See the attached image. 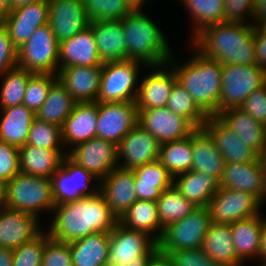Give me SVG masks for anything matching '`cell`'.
Segmentation results:
<instances>
[{
  "instance_id": "cell-28",
  "label": "cell",
  "mask_w": 266,
  "mask_h": 266,
  "mask_svg": "<svg viewBox=\"0 0 266 266\" xmlns=\"http://www.w3.org/2000/svg\"><path fill=\"white\" fill-rule=\"evenodd\" d=\"M218 117L261 157L266 156V125L241 108H231Z\"/></svg>"
},
{
  "instance_id": "cell-56",
  "label": "cell",
  "mask_w": 266,
  "mask_h": 266,
  "mask_svg": "<svg viewBox=\"0 0 266 266\" xmlns=\"http://www.w3.org/2000/svg\"><path fill=\"white\" fill-rule=\"evenodd\" d=\"M147 266H174V263L169 254L158 249L149 259Z\"/></svg>"
},
{
  "instance_id": "cell-44",
  "label": "cell",
  "mask_w": 266,
  "mask_h": 266,
  "mask_svg": "<svg viewBox=\"0 0 266 266\" xmlns=\"http://www.w3.org/2000/svg\"><path fill=\"white\" fill-rule=\"evenodd\" d=\"M84 3L90 22L121 20L134 10L127 0H85Z\"/></svg>"
},
{
  "instance_id": "cell-8",
  "label": "cell",
  "mask_w": 266,
  "mask_h": 266,
  "mask_svg": "<svg viewBox=\"0 0 266 266\" xmlns=\"http://www.w3.org/2000/svg\"><path fill=\"white\" fill-rule=\"evenodd\" d=\"M264 84L266 71L257 64H223L218 115L231 108H240L246 98Z\"/></svg>"
},
{
  "instance_id": "cell-47",
  "label": "cell",
  "mask_w": 266,
  "mask_h": 266,
  "mask_svg": "<svg viewBox=\"0 0 266 266\" xmlns=\"http://www.w3.org/2000/svg\"><path fill=\"white\" fill-rule=\"evenodd\" d=\"M49 238L48 233L43 230L32 241L13 249L12 266H41L45 242Z\"/></svg>"
},
{
  "instance_id": "cell-43",
  "label": "cell",
  "mask_w": 266,
  "mask_h": 266,
  "mask_svg": "<svg viewBox=\"0 0 266 266\" xmlns=\"http://www.w3.org/2000/svg\"><path fill=\"white\" fill-rule=\"evenodd\" d=\"M166 108L186 118L196 129L203 128L208 118L179 82L174 84Z\"/></svg>"
},
{
  "instance_id": "cell-22",
  "label": "cell",
  "mask_w": 266,
  "mask_h": 266,
  "mask_svg": "<svg viewBox=\"0 0 266 266\" xmlns=\"http://www.w3.org/2000/svg\"><path fill=\"white\" fill-rule=\"evenodd\" d=\"M220 186L244 191L265 201V168L263 157L252 163L225 162Z\"/></svg>"
},
{
  "instance_id": "cell-37",
  "label": "cell",
  "mask_w": 266,
  "mask_h": 266,
  "mask_svg": "<svg viewBox=\"0 0 266 266\" xmlns=\"http://www.w3.org/2000/svg\"><path fill=\"white\" fill-rule=\"evenodd\" d=\"M118 222L128 229L147 233L157 242L164 232L155 201L137 199Z\"/></svg>"
},
{
  "instance_id": "cell-42",
  "label": "cell",
  "mask_w": 266,
  "mask_h": 266,
  "mask_svg": "<svg viewBox=\"0 0 266 266\" xmlns=\"http://www.w3.org/2000/svg\"><path fill=\"white\" fill-rule=\"evenodd\" d=\"M32 74L16 66L0 77V109L23 104L27 81Z\"/></svg>"
},
{
  "instance_id": "cell-46",
  "label": "cell",
  "mask_w": 266,
  "mask_h": 266,
  "mask_svg": "<svg viewBox=\"0 0 266 266\" xmlns=\"http://www.w3.org/2000/svg\"><path fill=\"white\" fill-rule=\"evenodd\" d=\"M57 79V75L33 73L27 81L23 105L36 114L46 100L49 89Z\"/></svg>"
},
{
  "instance_id": "cell-60",
  "label": "cell",
  "mask_w": 266,
  "mask_h": 266,
  "mask_svg": "<svg viewBox=\"0 0 266 266\" xmlns=\"http://www.w3.org/2000/svg\"><path fill=\"white\" fill-rule=\"evenodd\" d=\"M127 1L134 9H136V8H145L146 9V4L151 5V4H154L157 2L155 0H127ZM152 2H154V3H152Z\"/></svg>"
},
{
  "instance_id": "cell-50",
  "label": "cell",
  "mask_w": 266,
  "mask_h": 266,
  "mask_svg": "<svg viewBox=\"0 0 266 266\" xmlns=\"http://www.w3.org/2000/svg\"><path fill=\"white\" fill-rule=\"evenodd\" d=\"M17 51L8 30L0 22V77L17 66Z\"/></svg>"
},
{
  "instance_id": "cell-14",
  "label": "cell",
  "mask_w": 266,
  "mask_h": 266,
  "mask_svg": "<svg viewBox=\"0 0 266 266\" xmlns=\"http://www.w3.org/2000/svg\"><path fill=\"white\" fill-rule=\"evenodd\" d=\"M97 124L96 137L118 145L138 124L136 102L98 103Z\"/></svg>"
},
{
  "instance_id": "cell-2",
  "label": "cell",
  "mask_w": 266,
  "mask_h": 266,
  "mask_svg": "<svg viewBox=\"0 0 266 266\" xmlns=\"http://www.w3.org/2000/svg\"><path fill=\"white\" fill-rule=\"evenodd\" d=\"M252 24L221 22L205 27L187 42L203 57L223 64H257Z\"/></svg>"
},
{
  "instance_id": "cell-61",
  "label": "cell",
  "mask_w": 266,
  "mask_h": 266,
  "mask_svg": "<svg viewBox=\"0 0 266 266\" xmlns=\"http://www.w3.org/2000/svg\"><path fill=\"white\" fill-rule=\"evenodd\" d=\"M12 10V0H0V16Z\"/></svg>"
},
{
  "instance_id": "cell-39",
  "label": "cell",
  "mask_w": 266,
  "mask_h": 266,
  "mask_svg": "<svg viewBox=\"0 0 266 266\" xmlns=\"http://www.w3.org/2000/svg\"><path fill=\"white\" fill-rule=\"evenodd\" d=\"M76 104V100L57 79L49 89L46 100L36 112V118L62 128Z\"/></svg>"
},
{
  "instance_id": "cell-62",
  "label": "cell",
  "mask_w": 266,
  "mask_h": 266,
  "mask_svg": "<svg viewBox=\"0 0 266 266\" xmlns=\"http://www.w3.org/2000/svg\"><path fill=\"white\" fill-rule=\"evenodd\" d=\"M41 0H12V9L16 7H20L23 5H28L31 3H35Z\"/></svg>"
},
{
  "instance_id": "cell-54",
  "label": "cell",
  "mask_w": 266,
  "mask_h": 266,
  "mask_svg": "<svg viewBox=\"0 0 266 266\" xmlns=\"http://www.w3.org/2000/svg\"><path fill=\"white\" fill-rule=\"evenodd\" d=\"M254 43L257 65L266 71V35L256 27L254 31Z\"/></svg>"
},
{
  "instance_id": "cell-20",
  "label": "cell",
  "mask_w": 266,
  "mask_h": 266,
  "mask_svg": "<svg viewBox=\"0 0 266 266\" xmlns=\"http://www.w3.org/2000/svg\"><path fill=\"white\" fill-rule=\"evenodd\" d=\"M42 221L25 212L0 210V246L13 250L32 241L44 230Z\"/></svg>"
},
{
  "instance_id": "cell-4",
  "label": "cell",
  "mask_w": 266,
  "mask_h": 266,
  "mask_svg": "<svg viewBox=\"0 0 266 266\" xmlns=\"http://www.w3.org/2000/svg\"><path fill=\"white\" fill-rule=\"evenodd\" d=\"M144 10L136 8L121 19L126 39V57L146 66H159L168 62L174 50L167 32Z\"/></svg>"
},
{
  "instance_id": "cell-33",
  "label": "cell",
  "mask_w": 266,
  "mask_h": 266,
  "mask_svg": "<svg viewBox=\"0 0 266 266\" xmlns=\"http://www.w3.org/2000/svg\"><path fill=\"white\" fill-rule=\"evenodd\" d=\"M262 226L263 213L230 224L236 254L246 265L250 260L259 262Z\"/></svg>"
},
{
  "instance_id": "cell-21",
  "label": "cell",
  "mask_w": 266,
  "mask_h": 266,
  "mask_svg": "<svg viewBox=\"0 0 266 266\" xmlns=\"http://www.w3.org/2000/svg\"><path fill=\"white\" fill-rule=\"evenodd\" d=\"M134 178L133 170L118 166L100 181L99 192L118 220L137 200Z\"/></svg>"
},
{
  "instance_id": "cell-63",
  "label": "cell",
  "mask_w": 266,
  "mask_h": 266,
  "mask_svg": "<svg viewBox=\"0 0 266 266\" xmlns=\"http://www.w3.org/2000/svg\"><path fill=\"white\" fill-rule=\"evenodd\" d=\"M263 162H264V168H265V201L264 205L266 204V156L263 157Z\"/></svg>"
},
{
  "instance_id": "cell-59",
  "label": "cell",
  "mask_w": 266,
  "mask_h": 266,
  "mask_svg": "<svg viewBox=\"0 0 266 266\" xmlns=\"http://www.w3.org/2000/svg\"><path fill=\"white\" fill-rule=\"evenodd\" d=\"M7 182L0 179V210L6 208Z\"/></svg>"
},
{
  "instance_id": "cell-51",
  "label": "cell",
  "mask_w": 266,
  "mask_h": 266,
  "mask_svg": "<svg viewBox=\"0 0 266 266\" xmlns=\"http://www.w3.org/2000/svg\"><path fill=\"white\" fill-rule=\"evenodd\" d=\"M253 0H224L225 22L251 24Z\"/></svg>"
},
{
  "instance_id": "cell-25",
  "label": "cell",
  "mask_w": 266,
  "mask_h": 266,
  "mask_svg": "<svg viewBox=\"0 0 266 266\" xmlns=\"http://www.w3.org/2000/svg\"><path fill=\"white\" fill-rule=\"evenodd\" d=\"M102 75L101 66H68L58 71V80L77 103L96 102Z\"/></svg>"
},
{
  "instance_id": "cell-3",
  "label": "cell",
  "mask_w": 266,
  "mask_h": 266,
  "mask_svg": "<svg viewBox=\"0 0 266 266\" xmlns=\"http://www.w3.org/2000/svg\"><path fill=\"white\" fill-rule=\"evenodd\" d=\"M186 45L191 51L187 59L180 61L173 53L167 63L173 68L177 82L192 96L197 106L208 117L218 116L223 63L203 57L188 42Z\"/></svg>"
},
{
  "instance_id": "cell-13",
  "label": "cell",
  "mask_w": 266,
  "mask_h": 266,
  "mask_svg": "<svg viewBox=\"0 0 266 266\" xmlns=\"http://www.w3.org/2000/svg\"><path fill=\"white\" fill-rule=\"evenodd\" d=\"M67 156L99 181L118 167L117 145L97 137L74 146Z\"/></svg>"
},
{
  "instance_id": "cell-57",
  "label": "cell",
  "mask_w": 266,
  "mask_h": 266,
  "mask_svg": "<svg viewBox=\"0 0 266 266\" xmlns=\"http://www.w3.org/2000/svg\"><path fill=\"white\" fill-rule=\"evenodd\" d=\"M260 263V264H259ZM258 266L266 265V216L263 215Z\"/></svg>"
},
{
  "instance_id": "cell-55",
  "label": "cell",
  "mask_w": 266,
  "mask_h": 266,
  "mask_svg": "<svg viewBox=\"0 0 266 266\" xmlns=\"http://www.w3.org/2000/svg\"><path fill=\"white\" fill-rule=\"evenodd\" d=\"M264 23H266V0H253L251 24L258 28Z\"/></svg>"
},
{
  "instance_id": "cell-36",
  "label": "cell",
  "mask_w": 266,
  "mask_h": 266,
  "mask_svg": "<svg viewBox=\"0 0 266 266\" xmlns=\"http://www.w3.org/2000/svg\"><path fill=\"white\" fill-rule=\"evenodd\" d=\"M110 232H97L69 243L73 266H107Z\"/></svg>"
},
{
  "instance_id": "cell-32",
  "label": "cell",
  "mask_w": 266,
  "mask_h": 266,
  "mask_svg": "<svg viewBox=\"0 0 266 266\" xmlns=\"http://www.w3.org/2000/svg\"><path fill=\"white\" fill-rule=\"evenodd\" d=\"M202 250L217 266H246L236 254L230 224L211 223Z\"/></svg>"
},
{
  "instance_id": "cell-1",
  "label": "cell",
  "mask_w": 266,
  "mask_h": 266,
  "mask_svg": "<svg viewBox=\"0 0 266 266\" xmlns=\"http://www.w3.org/2000/svg\"><path fill=\"white\" fill-rule=\"evenodd\" d=\"M50 217L44 230L50 238L66 243L97 232H110L118 223L99 191L74 202L55 205Z\"/></svg>"
},
{
  "instance_id": "cell-49",
  "label": "cell",
  "mask_w": 266,
  "mask_h": 266,
  "mask_svg": "<svg viewBox=\"0 0 266 266\" xmlns=\"http://www.w3.org/2000/svg\"><path fill=\"white\" fill-rule=\"evenodd\" d=\"M20 173L19 148L0 141V179L8 182Z\"/></svg>"
},
{
  "instance_id": "cell-58",
  "label": "cell",
  "mask_w": 266,
  "mask_h": 266,
  "mask_svg": "<svg viewBox=\"0 0 266 266\" xmlns=\"http://www.w3.org/2000/svg\"><path fill=\"white\" fill-rule=\"evenodd\" d=\"M13 251L0 246V266H12Z\"/></svg>"
},
{
  "instance_id": "cell-52",
  "label": "cell",
  "mask_w": 266,
  "mask_h": 266,
  "mask_svg": "<svg viewBox=\"0 0 266 266\" xmlns=\"http://www.w3.org/2000/svg\"><path fill=\"white\" fill-rule=\"evenodd\" d=\"M174 266H217L206 253L199 249H184L169 253Z\"/></svg>"
},
{
  "instance_id": "cell-17",
  "label": "cell",
  "mask_w": 266,
  "mask_h": 266,
  "mask_svg": "<svg viewBox=\"0 0 266 266\" xmlns=\"http://www.w3.org/2000/svg\"><path fill=\"white\" fill-rule=\"evenodd\" d=\"M138 124L154 136L159 144L188 137L196 130L186 118L166 107L139 110Z\"/></svg>"
},
{
  "instance_id": "cell-31",
  "label": "cell",
  "mask_w": 266,
  "mask_h": 266,
  "mask_svg": "<svg viewBox=\"0 0 266 266\" xmlns=\"http://www.w3.org/2000/svg\"><path fill=\"white\" fill-rule=\"evenodd\" d=\"M66 155V150L42 149L25 144L19 148L20 173L51 178Z\"/></svg>"
},
{
  "instance_id": "cell-38",
  "label": "cell",
  "mask_w": 266,
  "mask_h": 266,
  "mask_svg": "<svg viewBox=\"0 0 266 266\" xmlns=\"http://www.w3.org/2000/svg\"><path fill=\"white\" fill-rule=\"evenodd\" d=\"M180 5L187 12L191 27L187 39L189 41L202 29L210 25L225 22L224 19V0H178ZM192 21V22H191ZM191 33V34H190Z\"/></svg>"
},
{
  "instance_id": "cell-53",
  "label": "cell",
  "mask_w": 266,
  "mask_h": 266,
  "mask_svg": "<svg viewBox=\"0 0 266 266\" xmlns=\"http://www.w3.org/2000/svg\"><path fill=\"white\" fill-rule=\"evenodd\" d=\"M240 108L266 125V84L253 91Z\"/></svg>"
},
{
  "instance_id": "cell-34",
  "label": "cell",
  "mask_w": 266,
  "mask_h": 266,
  "mask_svg": "<svg viewBox=\"0 0 266 266\" xmlns=\"http://www.w3.org/2000/svg\"><path fill=\"white\" fill-rule=\"evenodd\" d=\"M174 187L197 207H207L220 182L206 173L190 170L174 176Z\"/></svg>"
},
{
  "instance_id": "cell-41",
  "label": "cell",
  "mask_w": 266,
  "mask_h": 266,
  "mask_svg": "<svg viewBox=\"0 0 266 266\" xmlns=\"http://www.w3.org/2000/svg\"><path fill=\"white\" fill-rule=\"evenodd\" d=\"M156 204L160 223L164 229L171 223L182 220L197 208L181 195L174 185L162 192Z\"/></svg>"
},
{
  "instance_id": "cell-6",
  "label": "cell",
  "mask_w": 266,
  "mask_h": 266,
  "mask_svg": "<svg viewBox=\"0 0 266 266\" xmlns=\"http://www.w3.org/2000/svg\"><path fill=\"white\" fill-rule=\"evenodd\" d=\"M146 67L130 59L104 62L96 103L136 102L140 73Z\"/></svg>"
},
{
  "instance_id": "cell-19",
  "label": "cell",
  "mask_w": 266,
  "mask_h": 266,
  "mask_svg": "<svg viewBox=\"0 0 266 266\" xmlns=\"http://www.w3.org/2000/svg\"><path fill=\"white\" fill-rule=\"evenodd\" d=\"M48 24L60 43L90 25L85 3L80 0H49Z\"/></svg>"
},
{
  "instance_id": "cell-5",
  "label": "cell",
  "mask_w": 266,
  "mask_h": 266,
  "mask_svg": "<svg viewBox=\"0 0 266 266\" xmlns=\"http://www.w3.org/2000/svg\"><path fill=\"white\" fill-rule=\"evenodd\" d=\"M51 179L18 173L7 182L6 208L34 215L50 216L55 206ZM48 212V213H47Z\"/></svg>"
},
{
  "instance_id": "cell-48",
  "label": "cell",
  "mask_w": 266,
  "mask_h": 266,
  "mask_svg": "<svg viewBox=\"0 0 266 266\" xmlns=\"http://www.w3.org/2000/svg\"><path fill=\"white\" fill-rule=\"evenodd\" d=\"M41 266H73L69 243L49 238L45 242Z\"/></svg>"
},
{
  "instance_id": "cell-9",
  "label": "cell",
  "mask_w": 266,
  "mask_h": 266,
  "mask_svg": "<svg viewBox=\"0 0 266 266\" xmlns=\"http://www.w3.org/2000/svg\"><path fill=\"white\" fill-rule=\"evenodd\" d=\"M17 66L31 73L57 75L59 71V42L48 23L40 26L17 49Z\"/></svg>"
},
{
  "instance_id": "cell-16",
  "label": "cell",
  "mask_w": 266,
  "mask_h": 266,
  "mask_svg": "<svg viewBox=\"0 0 266 266\" xmlns=\"http://www.w3.org/2000/svg\"><path fill=\"white\" fill-rule=\"evenodd\" d=\"M49 0H41L13 8L0 16L13 45L18 49L42 25L48 23Z\"/></svg>"
},
{
  "instance_id": "cell-40",
  "label": "cell",
  "mask_w": 266,
  "mask_h": 266,
  "mask_svg": "<svg viewBox=\"0 0 266 266\" xmlns=\"http://www.w3.org/2000/svg\"><path fill=\"white\" fill-rule=\"evenodd\" d=\"M158 160L173 177L190 171L193 161L191 135L160 144Z\"/></svg>"
},
{
  "instance_id": "cell-23",
  "label": "cell",
  "mask_w": 266,
  "mask_h": 266,
  "mask_svg": "<svg viewBox=\"0 0 266 266\" xmlns=\"http://www.w3.org/2000/svg\"><path fill=\"white\" fill-rule=\"evenodd\" d=\"M203 128L214 139L225 162L252 163L260 155L229 128L218 116H209Z\"/></svg>"
},
{
  "instance_id": "cell-10",
  "label": "cell",
  "mask_w": 266,
  "mask_h": 266,
  "mask_svg": "<svg viewBox=\"0 0 266 266\" xmlns=\"http://www.w3.org/2000/svg\"><path fill=\"white\" fill-rule=\"evenodd\" d=\"M207 207H197L182 220L168 225L158 241V249L169 254L184 249H199L211 225Z\"/></svg>"
},
{
  "instance_id": "cell-24",
  "label": "cell",
  "mask_w": 266,
  "mask_h": 266,
  "mask_svg": "<svg viewBox=\"0 0 266 266\" xmlns=\"http://www.w3.org/2000/svg\"><path fill=\"white\" fill-rule=\"evenodd\" d=\"M98 103H77L61 128L66 152L74 146L96 137Z\"/></svg>"
},
{
  "instance_id": "cell-45",
  "label": "cell",
  "mask_w": 266,
  "mask_h": 266,
  "mask_svg": "<svg viewBox=\"0 0 266 266\" xmlns=\"http://www.w3.org/2000/svg\"><path fill=\"white\" fill-rule=\"evenodd\" d=\"M26 144L49 150H65L61 128L34 118Z\"/></svg>"
},
{
  "instance_id": "cell-12",
  "label": "cell",
  "mask_w": 266,
  "mask_h": 266,
  "mask_svg": "<svg viewBox=\"0 0 266 266\" xmlns=\"http://www.w3.org/2000/svg\"><path fill=\"white\" fill-rule=\"evenodd\" d=\"M263 202L254 194L221 187L207 206L212 223L232 224L262 214Z\"/></svg>"
},
{
  "instance_id": "cell-11",
  "label": "cell",
  "mask_w": 266,
  "mask_h": 266,
  "mask_svg": "<svg viewBox=\"0 0 266 266\" xmlns=\"http://www.w3.org/2000/svg\"><path fill=\"white\" fill-rule=\"evenodd\" d=\"M50 179L56 205L74 202L99 191L100 181L67 155L63 158L61 167Z\"/></svg>"
},
{
  "instance_id": "cell-29",
  "label": "cell",
  "mask_w": 266,
  "mask_h": 266,
  "mask_svg": "<svg viewBox=\"0 0 266 266\" xmlns=\"http://www.w3.org/2000/svg\"><path fill=\"white\" fill-rule=\"evenodd\" d=\"M92 32L102 62L127 60L121 20L92 21Z\"/></svg>"
},
{
  "instance_id": "cell-15",
  "label": "cell",
  "mask_w": 266,
  "mask_h": 266,
  "mask_svg": "<svg viewBox=\"0 0 266 266\" xmlns=\"http://www.w3.org/2000/svg\"><path fill=\"white\" fill-rule=\"evenodd\" d=\"M144 70L145 74L141 73L139 81L137 110L166 107L172 88L177 82L173 68L165 63L159 66H147Z\"/></svg>"
},
{
  "instance_id": "cell-27",
  "label": "cell",
  "mask_w": 266,
  "mask_h": 266,
  "mask_svg": "<svg viewBox=\"0 0 266 266\" xmlns=\"http://www.w3.org/2000/svg\"><path fill=\"white\" fill-rule=\"evenodd\" d=\"M193 161L191 170L206 173L219 182L223 176L225 160L216 147L214 139L204 128L191 134Z\"/></svg>"
},
{
  "instance_id": "cell-7",
  "label": "cell",
  "mask_w": 266,
  "mask_h": 266,
  "mask_svg": "<svg viewBox=\"0 0 266 266\" xmlns=\"http://www.w3.org/2000/svg\"><path fill=\"white\" fill-rule=\"evenodd\" d=\"M157 250L158 242L153 237L118 222L109 234L107 266H147Z\"/></svg>"
},
{
  "instance_id": "cell-26",
  "label": "cell",
  "mask_w": 266,
  "mask_h": 266,
  "mask_svg": "<svg viewBox=\"0 0 266 266\" xmlns=\"http://www.w3.org/2000/svg\"><path fill=\"white\" fill-rule=\"evenodd\" d=\"M92 26L59 43V70L68 66H101Z\"/></svg>"
},
{
  "instance_id": "cell-18",
  "label": "cell",
  "mask_w": 266,
  "mask_h": 266,
  "mask_svg": "<svg viewBox=\"0 0 266 266\" xmlns=\"http://www.w3.org/2000/svg\"><path fill=\"white\" fill-rule=\"evenodd\" d=\"M159 146L157 139L137 124L117 145L118 166L135 169L158 160Z\"/></svg>"
},
{
  "instance_id": "cell-64",
  "label": "cell",
  "mask_w": 266,
  "mask_h": 266,
  "mask_svg": "<svg viewBox=\"0 0 266 266\" xmlns=\"http://www.w3.org/2000/svg\"><path fill=\"white\" fill-rule=\"evenodd\" d=\"M258 29L264 34L266 35V23L261 24Z\"/></svg>"
},
{
  "instance_id": "cell-30",
  "label": "cell",
  "mask_w": 266,
  "mask_h": 266,
  "mask_svg": "<svg viewBox=\"0 0 266 266\" xmlns=\"http://www.w3.org/2000/svg\"><path fill=\"white\" fill-rule=\"evenodd\" d=\"M133 171L135 193L139 200L156 202L164 190L173 186V175L159 160L136 167Z\"/></svg>"
},
{
  "instance_id": "cell-35",
  "label": "cell",
  "mask_w": 266,
  "mask_h": 266,
  "mask_svg": "<svg viewBox=\"0 0 266 266\" xmlns=\"http://www.w3.org/2000/svg\"><path fill=\"white\" fill-rule=\"evenodd\" d=\"M35 117L23 104L0 109V141L18 148L24 146Z\"/></svg>"
}]
</instances>
